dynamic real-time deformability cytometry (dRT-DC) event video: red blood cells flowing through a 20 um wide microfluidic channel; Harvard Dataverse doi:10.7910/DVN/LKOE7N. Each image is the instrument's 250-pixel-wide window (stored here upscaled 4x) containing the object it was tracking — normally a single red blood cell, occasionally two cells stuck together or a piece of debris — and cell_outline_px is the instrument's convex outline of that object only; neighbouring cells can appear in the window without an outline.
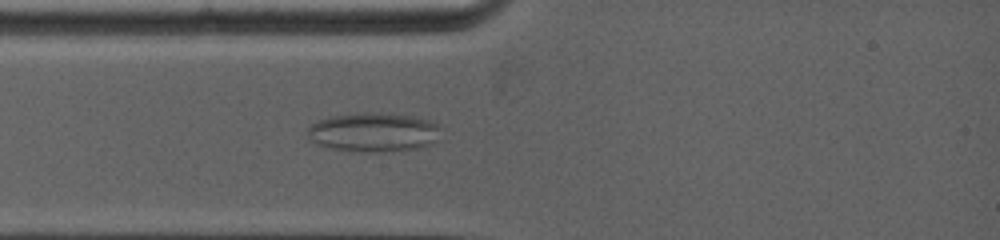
{"species": "common noctule bat (a hibernating species)", "species_latin": "Nyctalus noctula", "temperature_condition": "warm", "stored_images_in_passage": 56, "camera_frame_rate_fps": 5000, "um_per_image_px": 0.085, "animal": {"sex": "female", "body_mass_g": 19.0, "forearm_length_mm": 53.3}, "frame": {"image": 1, "passage_image": 7, "time_ms": 2.2, "image_size_px": [1000, 240], "cell_outline_px": [[440, 128], [436, 140], [428, 144], [416, 148], [392, 152], [368, 152], [328, 148], [316, 144], [308, 136], [308, 128], [312, 124], [328, 116], [364, 112], [392, 112], [412, 116], [428, 120], [436, 124]], "centroid_in_image_um": [31.73, 11.23], "position_along_channel_um": 53.3, "area_um2": 30.58}}
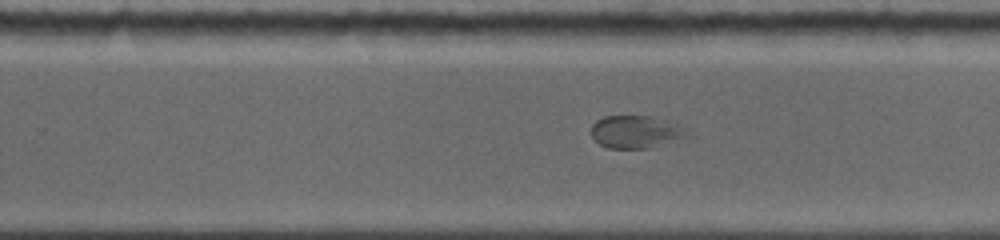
{"frame": {"image": 2, "passage_image": 31, "time_ms": 7.8, "image_size_px": [1000, 240], "cell_outline_px": [[696, 136], [648, 148], [608, 148], [600, 144], [592, 136], [592, 124], [596, 120], [604, 116], [652, 116], [676, 120]], "centroid_in_image_um": [54.21, 11.19], "position_along_channel_um": 275.6, "area_um2": 19.02}}
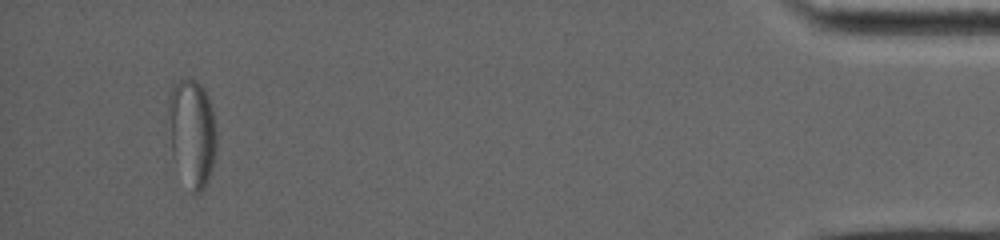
{"frame": {"image": 3, "passage_image": 56, "time_ms": 14.0, "image_size_px": [1000, 240], "cell_outline_px": [[216, 152], [212, 168], [208, 180], [204, 188], [200, 192], [192, 192], [172, 152], [168, 116], [168, 96], [172, 88], [180, 80], [196, 80], [204, 88], [208, 96], [212, 112], [216, 132]], "centroid_in_image_um": [16.34, 11.24], "position_along_channel_um": 418.9, "area_um2": 29.48}}